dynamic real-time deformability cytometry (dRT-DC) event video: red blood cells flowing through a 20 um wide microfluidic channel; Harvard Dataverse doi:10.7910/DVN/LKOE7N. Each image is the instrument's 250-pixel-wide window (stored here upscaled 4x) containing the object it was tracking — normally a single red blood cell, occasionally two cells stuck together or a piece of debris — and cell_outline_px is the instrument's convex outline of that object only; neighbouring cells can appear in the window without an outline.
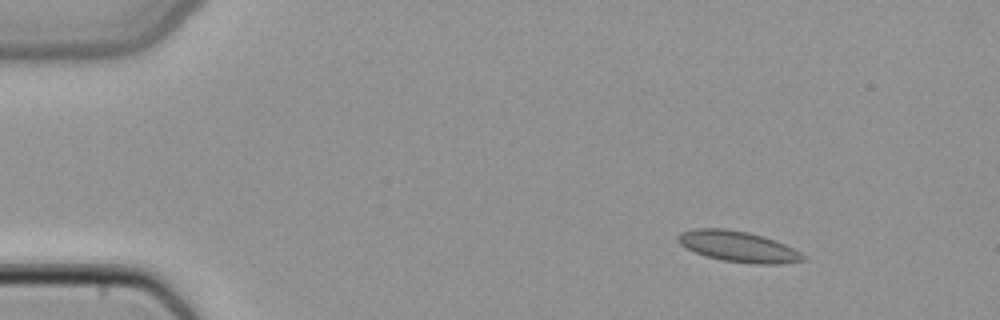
{"species": "common noctule bat (a hibernating species)", "species_latin": "Nyctalus noctula", "temperature_condition": "cold", "stored_images_in_passage": 5, "camera_frame_rate_fps": 3000, "um_per_image_px": 0.085, "animal": {"sex": "female", "body_mass_g": 22.7, "forearm_length_mm": 54.2}, "frame": {"image": 1, "passage_image": 2, "time_ms": 0.333, "image_size_px": [1000, 320], "cell_outline_px": [[808, 260], [780, 264], [756, 264], [720, 260], [704, 256], [680, 244], [676, 240], [676, 236], [680, 232], [696, 228], [724, 228], [748, 232], [764, 236], [776, 240], [808, 256]], "centroid_in_image_um": [62.77, 20.96], "position_along_channel_um": 22.2, "area_um2": 22.72}}
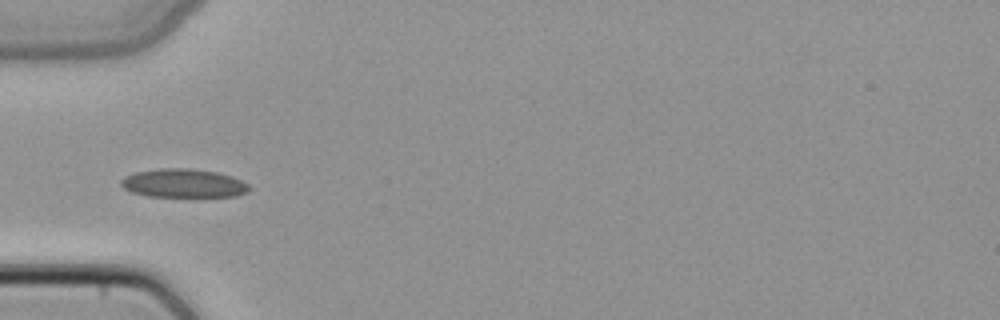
{"frame": {"image": 2, "passage_image": 4, "time_ms": 1.0, "image_size_px": [1000, 320], "cell_outline_px": [[252, 188], [248, 192], [236, 196], [148, 196], [132, 192], [124, 188], [120, 184], [120, 180], [124, 176], [136, 172], [160, 168], [188, 168], [216, 172], [232, 176], [248, 184]], "centroid_in_image_um": [15.6, 15.57], "position_along_channel_um": 69.4, "area_um2": 21.33}}
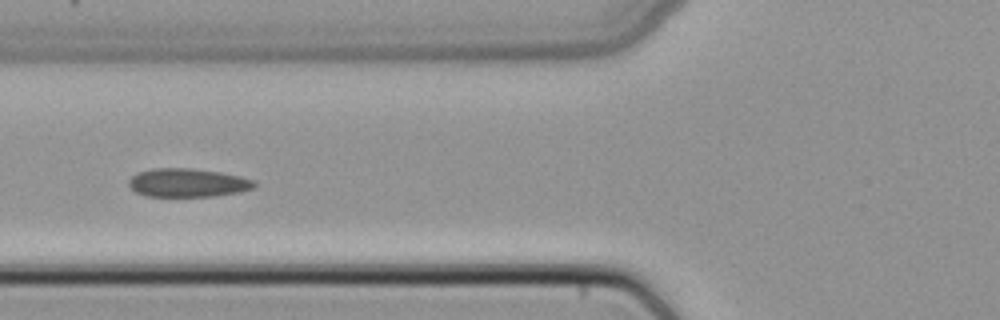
{"frame": {"image": 3, "passage_image": 5, "time_ms": 1.333, "image_size_px": [1000, 320], "cell_outline_px": [[256, 188], [240, 192], [216, 196], [144, 196], [136, 192], [128, 184], [128, 180], [136, 172], [152, 168], [192, 168], [220, 172], [240, 176], [256, 180]], "centroid_in_image_um": [15.97, 15.53], "position_along_channel_um": 109.8, "area_um2": 21.15}}